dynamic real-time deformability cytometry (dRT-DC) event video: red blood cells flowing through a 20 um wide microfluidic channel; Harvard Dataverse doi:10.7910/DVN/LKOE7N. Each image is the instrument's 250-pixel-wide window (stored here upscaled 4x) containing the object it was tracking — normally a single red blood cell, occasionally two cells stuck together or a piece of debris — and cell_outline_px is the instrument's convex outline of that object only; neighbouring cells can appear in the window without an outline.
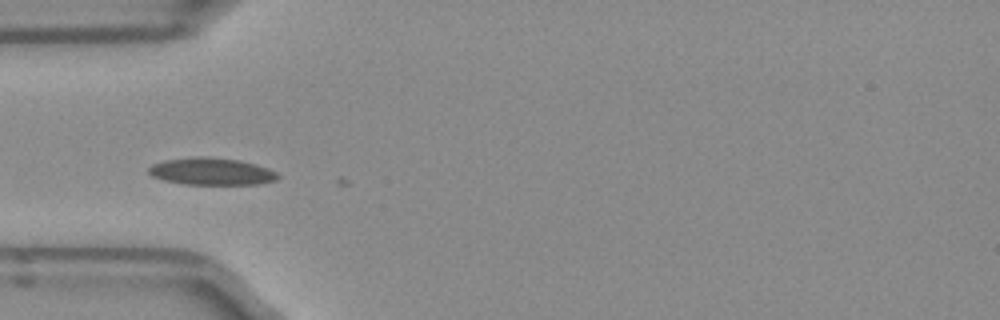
{"species": "Egyptian fruit bat (a non-hibernating species)", "species_latin": "Rousettus aegyptiacus", "temperature_condition": "room temperature", "stored_images_in_passage": 2, "camera_frame_rate_fps": 3000, "um_per_image_px": 0.085, "frame": {"image": 1, "passage_image": 1, "time_ms": 0.0, "image_size_px": [1000, 320], "cell_outline_px": [[280, 176], [276, 180], [260, 184], [184, 184], [164, 180], [152, 176], [148, 172], [148, 168], [152, 164], [164, 160], [196, 156], [208, 156], [240, 160], [256, 164], [268, 168], [276, 172]], "centroid_in_image_um": [17.98, 14.56], "position_along_channel_um": 67.0, "area_um2": 20.58}}